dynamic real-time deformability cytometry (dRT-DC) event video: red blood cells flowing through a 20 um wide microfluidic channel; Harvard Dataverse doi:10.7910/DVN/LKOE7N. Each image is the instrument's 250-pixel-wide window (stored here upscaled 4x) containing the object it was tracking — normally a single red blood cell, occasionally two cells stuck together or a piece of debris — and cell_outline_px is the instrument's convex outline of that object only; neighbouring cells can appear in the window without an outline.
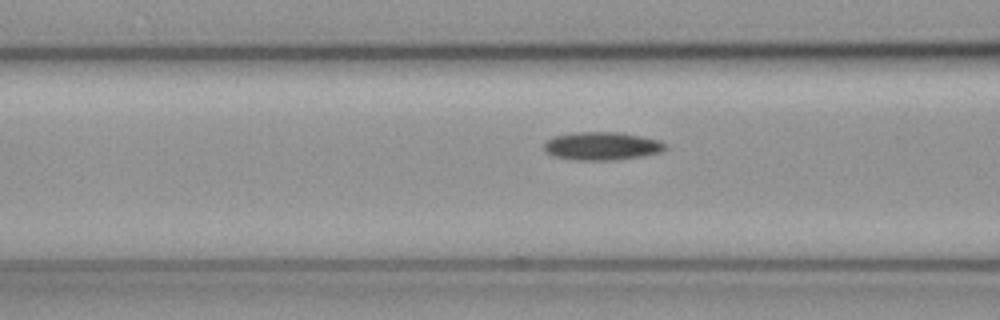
{"species": "common noctule bat (a hibernating species)", "species_latin": "Nyctalus noctula", "temperature_condition": "cold", "stored_images_in_passage": 21, "camera_frame_rate_fps": 3000, "um_per_image_px": 0.085, "animal": {"sex": "female", "body_mass_g": 19.3, "forearm_length_mm": 54.1}, "frame": {"image": 1, "passage_image": 19, "time_ms": 6.0, "image_size_px": [1000, 320], "cell_outline_px": [[668, 148], [660, 152], [640, 156], [608, 160], [576, 160], [552, 156], [544, 148], [544, 144], [552, 136], [572, 132], [620, 132], [660, 140]], "centroid_in_image_um": [51.13, 12.4], "position_along_channel_um": 115.5, "area_um2": 19.77}}